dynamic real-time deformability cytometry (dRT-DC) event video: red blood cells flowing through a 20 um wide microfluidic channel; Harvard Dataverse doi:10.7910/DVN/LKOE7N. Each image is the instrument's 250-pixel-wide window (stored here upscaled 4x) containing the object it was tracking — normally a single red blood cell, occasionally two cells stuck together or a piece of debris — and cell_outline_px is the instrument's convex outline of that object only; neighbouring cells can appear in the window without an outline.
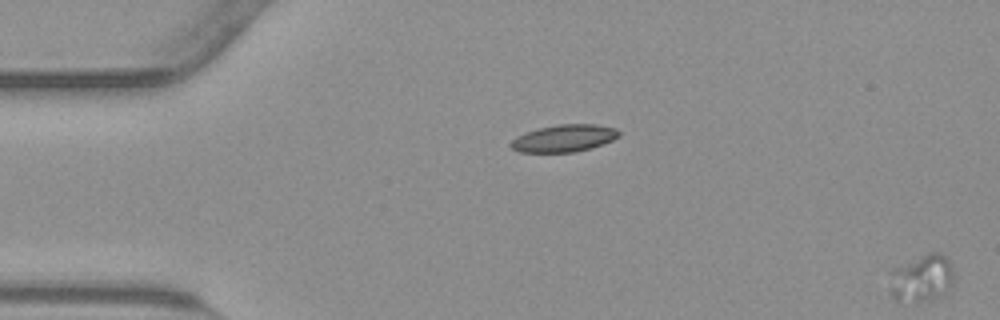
{"species": "common noctule bat (a hibernating species)", "species_latin": "Nyctalus noctula", "temperature_condition": "warm", "stored_images_in_passage": 13, "segment_of_instrument_passage": [2, 2], "camera_frame_rate_fps": 3000, "um_per_image_px": 0.085, "animal": {"sex": "male", "body_mass_g": 23.1, "forearm_length_mm": 52.7}, "frame": {"image": 1, "passage_image": 13, "time_ms": 4.0, "image_size_px": [1000, 320], "cell_outline_px": [[952, 284], [944, 292], [936, 296], [916, 300], [896, 300], [892, 296], [888, 272], [892, 268], [928, 252], [940, 252], [948, 260], [952, 268]], "centroid_in_image_um": [78.29, 23.58], "position_along_channel_um": 6.7, "area_um2": 17.17}}